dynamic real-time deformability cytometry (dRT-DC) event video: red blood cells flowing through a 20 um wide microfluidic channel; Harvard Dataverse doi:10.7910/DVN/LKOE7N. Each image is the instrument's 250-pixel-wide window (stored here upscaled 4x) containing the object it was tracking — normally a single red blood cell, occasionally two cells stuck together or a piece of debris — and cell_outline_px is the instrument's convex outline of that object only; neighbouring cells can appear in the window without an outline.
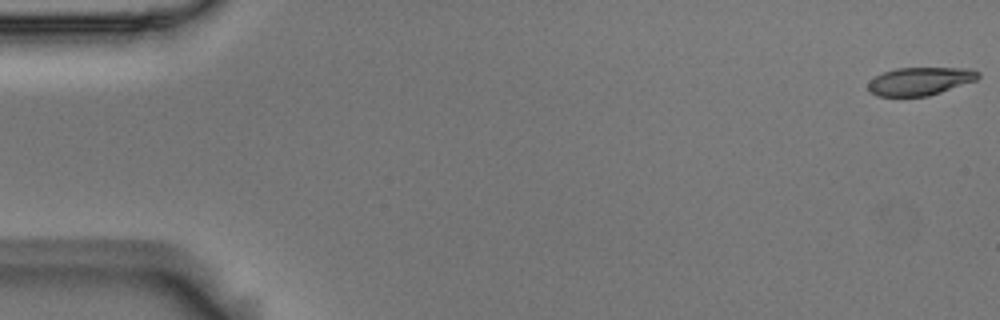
{"species": "Egyptian fruit bat (a non-hibernating species)", "species_latin": "Rousettus aegyptiacus", "temperature_condition": "room temperature", "stored_images_in_passage": 54, "camera_frame_rate_fps": 3000, "um_per_image_px": 0.085, "animal": {"sex": "male"}, "frame": {"image": 1, "passage_image": 1, "time_ms": 0.0, "image_size_px": [1000, 320], "cell_outline_px": [[980, 76], [976, 80], [928, 96], [876, 96], [868, 92], [868, 84], [876, 76], [884, 72], [896, 68], [972, 68], [980, 72]], "centroid_in_image_um": [78.21, 6.9], "position_along_channel_um": 6.8, "area_um2": 17.92}}
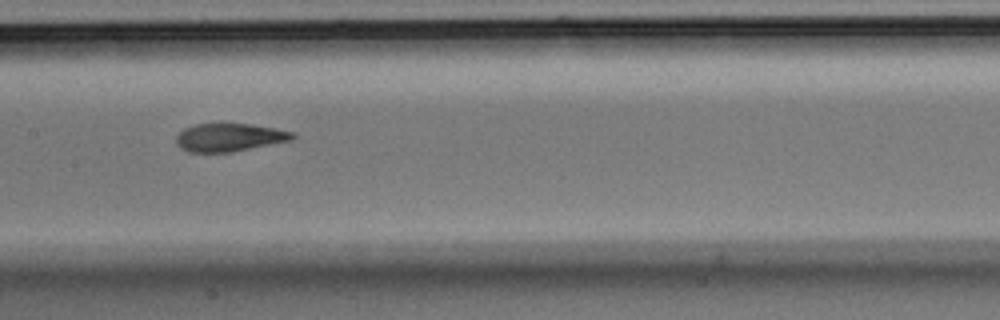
{"frame": {"image": 2, "passage_image": 27, "time_ms": 8.667, "image_size_px": [1000, 320], "cell_outline_px": [[296, 136], [292, 140], [232, 152], [188, 152], [180, 148], [176, 144], [176, 136], [184, 128], [196, 124], [252, 124], [276, 128], [296, 132]], "centroid_in_image_um": [19.52, 11.68], "position_along_channel_um": 187.9, "area_um2": 19.13}}
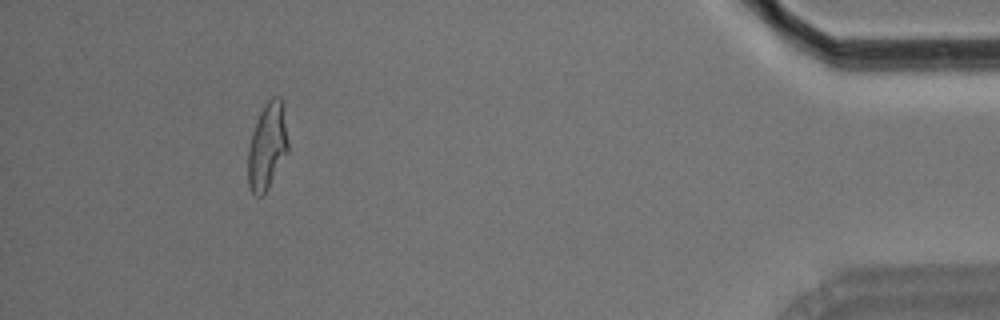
{"frame": {"image": 3, "passage_image": 50, "time_ms": 16.333, "image_size_px": [1000, 320], "cell_outline_px": [[288, 152], [264, 196], [256, 196], [252, 192], [248, 184], [248, 148], [252, 132], [256, 120], [260, 112], [268, 100], [272, 96], [280, 96], [288, 140]], "centroid_in_image_um": [22.7, 12.47], "position_along_channel_um": 412.5, "area_um2": 20.17}, "authors_computed_cell_mechanics": {"area_um2": 19.7098, "velocity_mm_per_s": 3.7311, "shape_relaxation_time_tau1_ms": 7.1473, "shape_relaxation_time_tau2_ms": 1.6922, "deformation_change_tau1": 0.2235, "deformation_change_tau2": 0.0959}}